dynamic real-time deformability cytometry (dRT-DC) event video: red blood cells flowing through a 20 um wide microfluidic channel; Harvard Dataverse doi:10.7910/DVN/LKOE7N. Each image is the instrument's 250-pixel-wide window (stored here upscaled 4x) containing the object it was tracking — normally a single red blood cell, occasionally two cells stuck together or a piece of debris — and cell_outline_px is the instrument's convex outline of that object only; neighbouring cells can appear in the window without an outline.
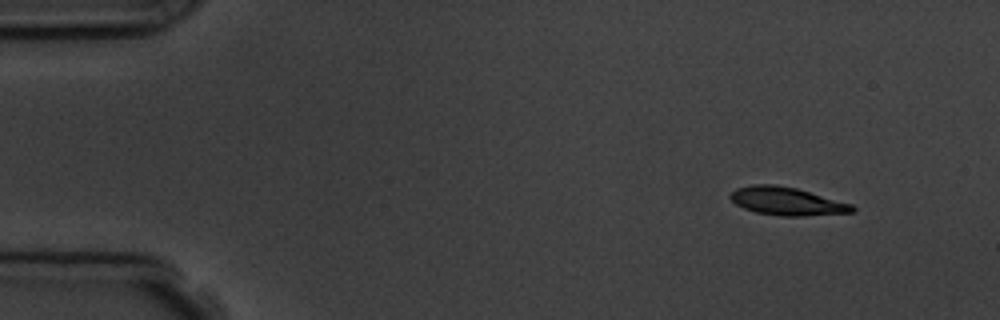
{"species": "common noctule bat (a hibernating species)", "species_latin": "Nyctalus noctula", "temperature_condition": "room temperature", "stored_images_in_passage": 5, "camera_frame_rate_fps": 3000, "um_per_image_px": 0.085, "animal": {"sex": "male", "body_mass_g": 19.5, "forearm_length_mm": 54.6}, "frame": {"image": 1, "passage_image": 1, "time_ms": 0.0, "image_size_px": [1000, 320], "cell_outline_px": [[856, 212], [804, 216], [780, 216], [756, 212], [744, 208], [736, 204], [728, 196], [736, 188], [752, 184], [776, 184], [796, 188], [852, 204], [856, 208]], "centroid_in_image_um": [66.89, 17.1], "position_along_channel_um": 18.1, "area_um2": 20.0}}